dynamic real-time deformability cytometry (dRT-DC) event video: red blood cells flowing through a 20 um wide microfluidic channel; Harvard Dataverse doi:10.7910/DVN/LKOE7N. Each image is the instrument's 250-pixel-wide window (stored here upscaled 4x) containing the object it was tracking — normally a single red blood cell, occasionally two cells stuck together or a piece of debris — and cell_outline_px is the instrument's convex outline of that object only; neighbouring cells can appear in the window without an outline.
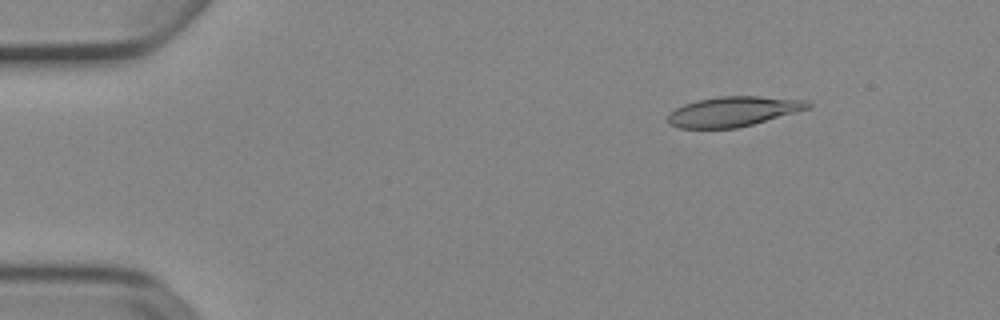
{"species": "Egyptian fruit bat (a non-hibernating species)", "species_latin": "Rousettus aegyptiacus", "temperature_condition": "cold", "stored_images_in_passage": 5, "camera_frame_rate_fps": 3000, "um_per_image_px": 0.085, "animal": {"sex": "female"}, "frame": {"image": 1, "passage_image": 2, "time_ms": 0.333, "image_size_px": [1000, 320], "cell_outline_px": [[812, 108], [752, 124], [736, 128], [680, 128], [668, 124], [668, 116], [676, 108], [684, 104], [696, 100], [720, 96], [760, 96], [808, 100], [812, 104]], "centroid_in_image_um": [62.36, 9.47], "position_along_channel_um": 22.6, "area_um2": 24.45}}
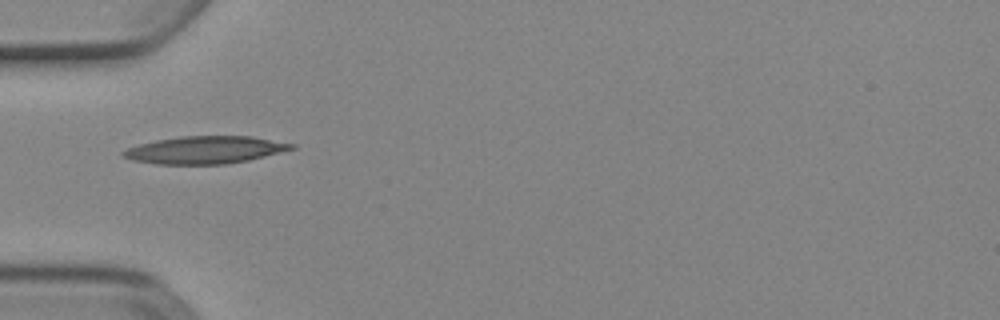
{"frame": {"image": 2, "passage_image": 5, "time_ms": 1.333, "image_size_px": [1000, 320], "cell_outline_px": [[296, 148], [248, 160], [224, 164], [156, 164], [132, 160], [120, 156], [120, 152], [128, 148], [140, 144], [156, 140], [180, 136], [252, 136], [296, 144]], "centroid_in_image_um": [17.41, 12.74], "position_along_channel_um": 67.6, "area_um2": 26.93}}